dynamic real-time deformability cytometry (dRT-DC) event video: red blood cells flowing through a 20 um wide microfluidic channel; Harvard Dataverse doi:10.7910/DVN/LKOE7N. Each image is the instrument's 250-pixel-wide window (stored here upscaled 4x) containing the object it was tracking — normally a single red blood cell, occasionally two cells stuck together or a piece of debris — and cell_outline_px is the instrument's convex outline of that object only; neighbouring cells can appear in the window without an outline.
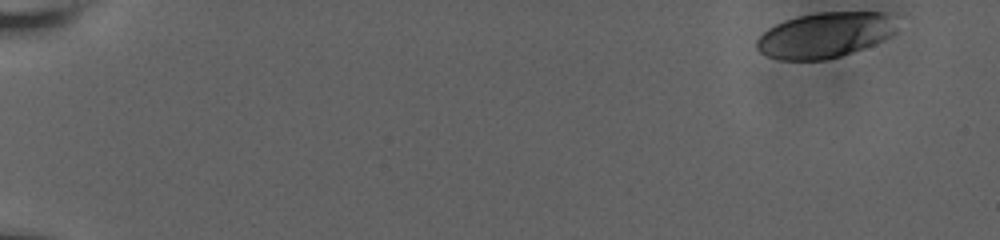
{"species": "human", "species_latin": "Homo sapiens", "temperature_condition": "room temperature", "stored_images_in_passage": 39, "camera_frame_rate_fps": 3000, "um_per_image_px": 0.085, "donor": {"sex": "male"}, "frame": {"image": 1, "passage_image": 1, "time_ms": 0.0, "image_size_px": [1000, 240], "cell_outline_px": [[896, 32], [872, 44], [840, 56], [824, 60], [780, 60], [768, 56], [760, 52], [756, 48], [756, 40], [768, 28], [784, 20], [796, 16], [816, 12], [888, 12]], "centroid_in_image_um": [70.04, 2.98], "position_along_channel_um": 15.0, "area_um2": 36.7}}
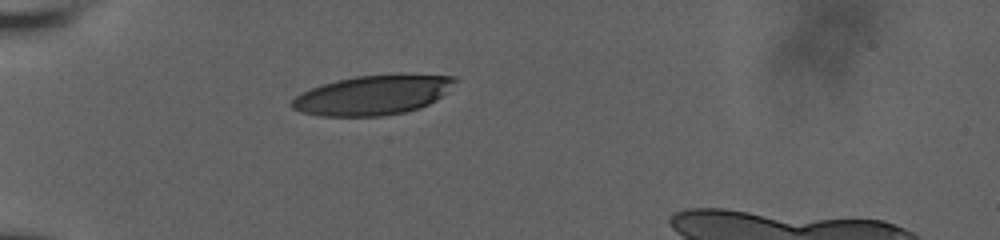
{"frame": {"image": 2, "passage_image": 28, "time_ms": 5.333, "image_size_px": [1000, 240], "cell_outline_px": [[460, 80], [436, 100], [420, 108], [404, 112], [384, 116], [320, 116], [300, 112], [292, 108], [288, 104], [300, 92], [320, 84], [336, 80], [356, 76], [456, 76]], "centroid_in_image_um": [31.62, 8.11], "position_along_channel_um": 53.4, "area_um2": 37.22}}
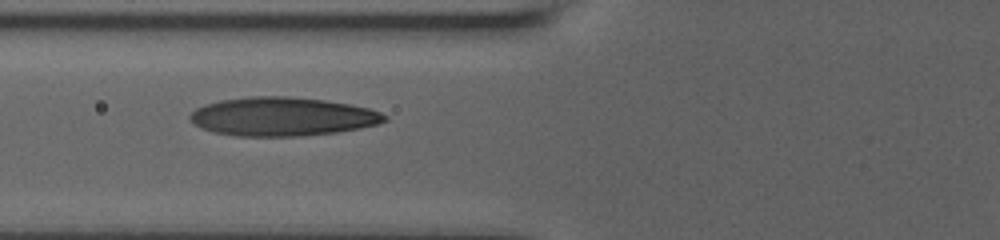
{"frame": {"image": 3, "passage_image": 38, "time_ms": 7.333, "image_size_px": [1000, 240], "cell_outline_px": [[388, 120], [376, 124], [360, 128], [336, 132], [300, 136], [236, 136], [212, 132], [200, 128], [188, 116], [196, 108], [204, 104], [220, 100], [248, 96], [288, 96], [324, 100], [348, 104], [368, 108], [380, 112], [388, 116]], "centroid_in_image_um": [23.97, 9.91], "position_along_channel_um": 101.8, "area_um2": 43.93}}